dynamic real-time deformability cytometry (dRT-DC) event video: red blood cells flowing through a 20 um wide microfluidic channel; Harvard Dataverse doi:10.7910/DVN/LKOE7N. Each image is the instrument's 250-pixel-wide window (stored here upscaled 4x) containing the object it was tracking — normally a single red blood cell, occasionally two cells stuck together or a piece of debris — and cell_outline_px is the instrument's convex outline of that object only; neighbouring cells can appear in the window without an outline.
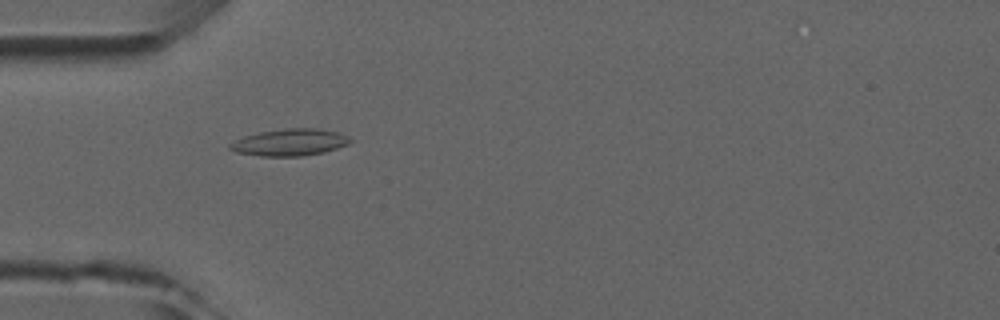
{"species": "common noctule bat (a hibernating species)", "species_latin": "Nyctalus noctula", "temperature_condition": "room temperature", "stored_images_in_passage": 4, "camera_frame_rate_fps": 3000, "um_per_image_px": 0.085, "animal": {"sex": "male", "forearm_length_mm": 52.5}, "frame": {"image": 1, "passage_image": 1, "time_ms": 0.0, "image_size_px": [1000, 320], "cell_outline_px": [[352, 140], [348, 144], [324, 152], [300, 156], [260, 156], [236, 152], [228, 148], [228, 144], [244, 136], [260, 132], [284, 128], [316, 128], [340, 132], [348, 136]], "centroid_in_image_um": [24.63, 12.09], "position_along_channel_um": 60.4, "area_um2": 18.84}}
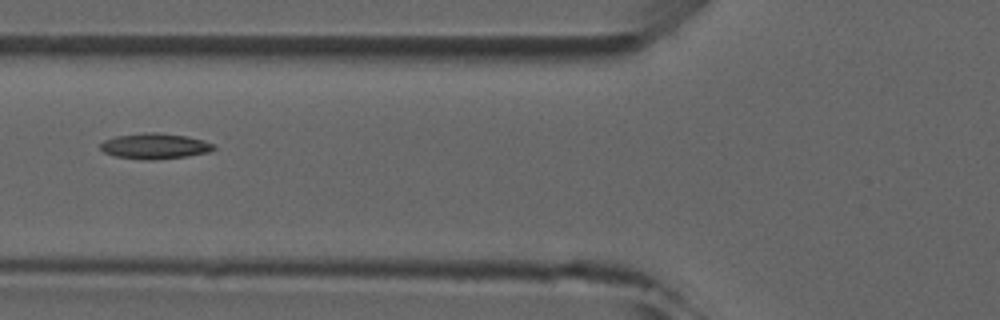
{"frame": {"image": 2, "passage_image": 2, "time_ms": 1.333, "image_size_px": [1000, 320], "cell_outline_px": [[216, 148], [208, 152], [188, 156], [148, 160], [116, 156], [104, 152], [100, 148], [100, 144], [104, 140], [116, 136], [144, 132], [156, 132], [184, 136], [204, 140], [212, 144]], "centroid_in_image_um": [13.14, 12.41], "position_along_channel_um": 112.7, "area_um2": 16.7}}
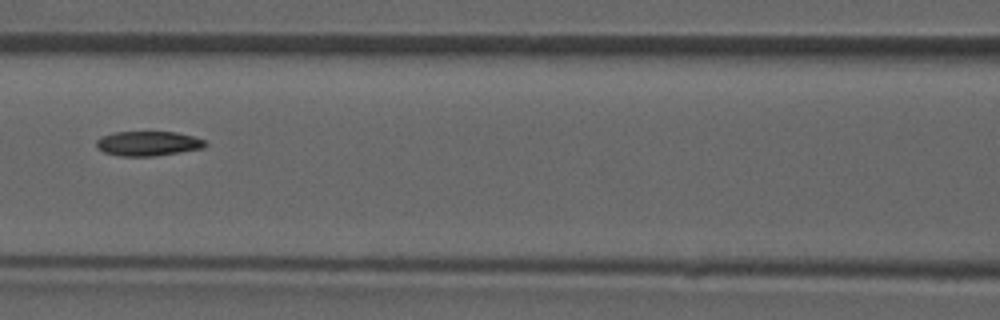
{"frame": {"image": 3, "passage_image": 3, "time_ms": 2.333, "image_size_px": [1000, 320], "cell_outline_px": [[208, 144], [204, 148], [156, 156], [120, 156], [104, 152], [96, 148], [96, 140], [100, 136], [112, 132], [176, 132], [192, 136], [204, 140]], "centroid_in_image_um": [12.56, 12.2], "position_along_channel_um": 154.0, "area_um2": 15.78}}